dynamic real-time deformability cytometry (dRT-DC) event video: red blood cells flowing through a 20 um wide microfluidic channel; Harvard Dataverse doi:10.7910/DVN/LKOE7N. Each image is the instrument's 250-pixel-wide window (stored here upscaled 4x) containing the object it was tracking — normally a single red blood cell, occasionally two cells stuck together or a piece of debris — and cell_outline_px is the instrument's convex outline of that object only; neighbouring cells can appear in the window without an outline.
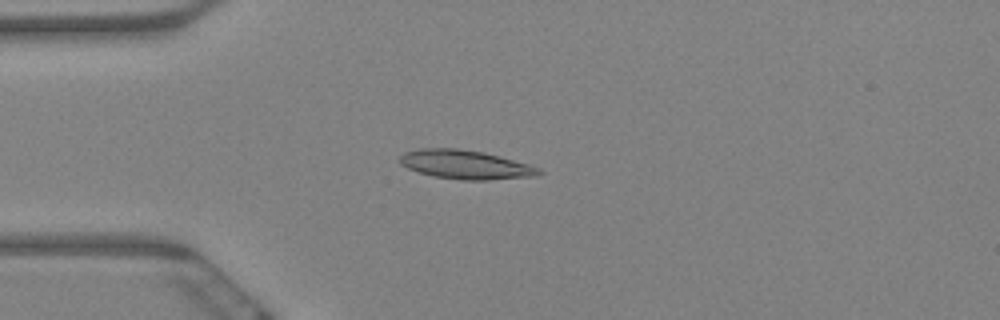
{"species": "Egyptian fruit bat (a non-hibernating species)", "species_latin": "Rousettus aegyptiacus", "temperature_condition": "warm", "stored_images_in_passage": 63, "camera_frame_rate_fps": 3000, "um_per_image_px": 0.085, "animal": {"sex": "female"}, "frame": {"image": 1, "passage_image": 17, "time_ms": 5.333, "image_size_px": [1000, 320], "cell_outline_px": [[544, 172], [536, 176], [488, 180], [460, 180], [432, 176], [408, 168], [400, 164], [396, 160], [404, 152], [416, 148], [460, 148], [484, 152], [500, 156], [528, 164], [540, 168]], "centroid_in_image_um": [39.54, 13.98], "position_along_channel_um": 45.5, "area_um2": 23.76}}
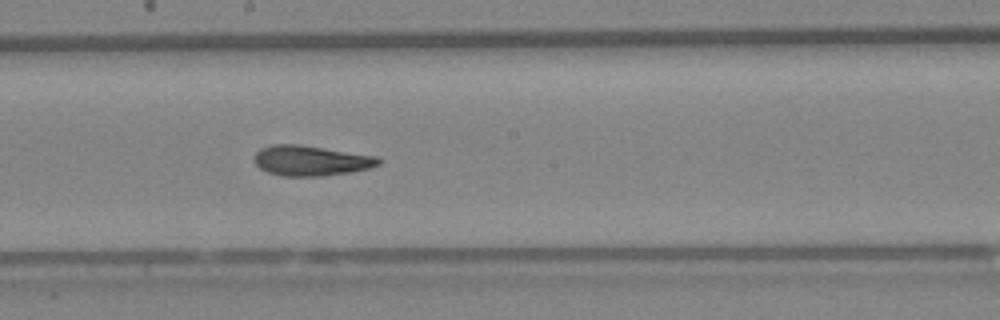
{"frame": {"image": 2, "passage_image": 35, "time_ms": 11.333, "image_size_px": [1000, 320], "cell_outline_px": [[384, 160], [380, 164], [368, 168], [352, 172], [320, 176], [284, 176], [268, 172], [260, 168], [252, 160], [256, 152], [260, 148], [272, 144], [296, 144], [376, 156]], "centroid_in_image_um": [26.41, 13.65], "position_along_channel_um": 221.8, "area_um2": 21.85}}
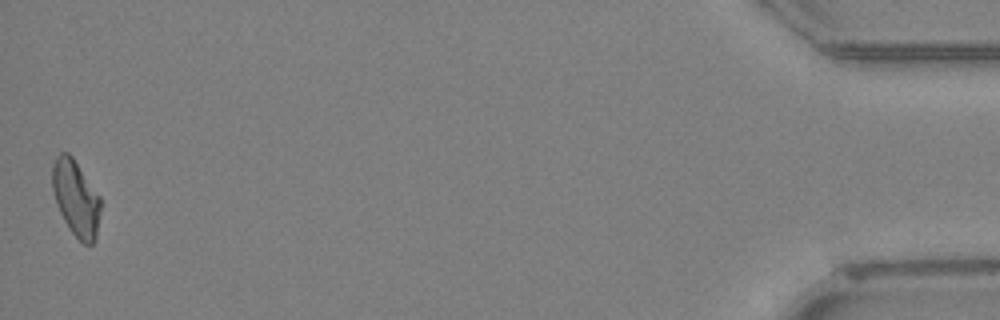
{"frame": {"image": 3, "passage_image": 63, "time_ms": 20.667, "image_size_px": [1000, 320], "cell_outline_px": [[100, 212], [96, 240], [92, 244], [84, 244], [68, 228], [56, 204], [52, 188], [52, 164], [56, 156], [60, 152], [68, 152], [72, 156], [100, 196]], "centroid_in_image_um": [6.44, 16.84], "position_along_channel_um": 428.8, "area_um2": 21.39}, "authors_computed_cell_mechanics": {"area_um2": 21.964, "velocity_mm_per_s": 3.2281, "shape_relaxation_time_tau1_ms": 7.6885, "shape_relaxation_time_tau2_ms": 3.4776, "deformation_change_tau1": 0.2009, "deformation_change_tau2": 0.1189}}